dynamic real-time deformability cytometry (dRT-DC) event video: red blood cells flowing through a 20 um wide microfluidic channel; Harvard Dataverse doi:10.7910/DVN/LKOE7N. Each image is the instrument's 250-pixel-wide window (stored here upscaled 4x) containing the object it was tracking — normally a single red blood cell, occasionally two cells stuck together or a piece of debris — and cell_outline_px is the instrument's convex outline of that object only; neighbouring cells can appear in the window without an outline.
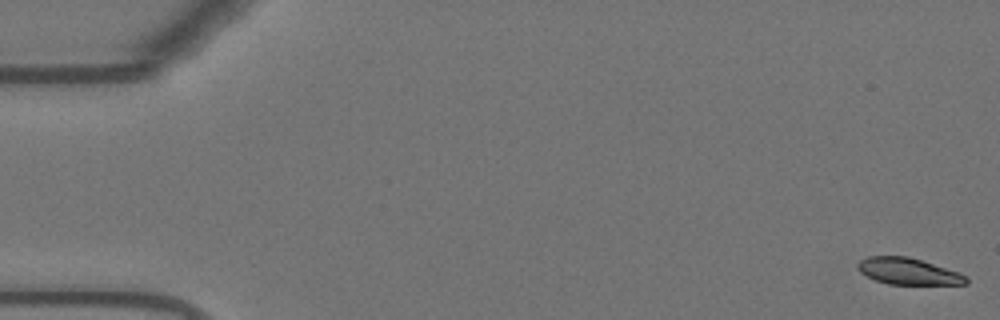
{"species": "Egyptian fruit bat (a non-hibernating species)", "species_latin": "Rousettus aegyptiacus", "temperature_condition": "warm", "stored_images_in_passage": 56, "camera_frame_rate_fps": 3000, "um_per_image_px": 0.085, "animal": {"sex": "female"}, "frame": {"image": 1, "passage_image": 1, "time_ms": 0.0, "image_size_px": [1000, 320], "cell_outline_px": [[968, 284], [888, 284], [876, 280], [860, 272], [856, 268], [856, 264], [860, 260], [868, 256], [908, 256], [960, 272], [968, 276]], "centroid_in_image_um": [77.21, 23.05], "position_along_channel_um": 7.8, "area_um2": 16.82}}
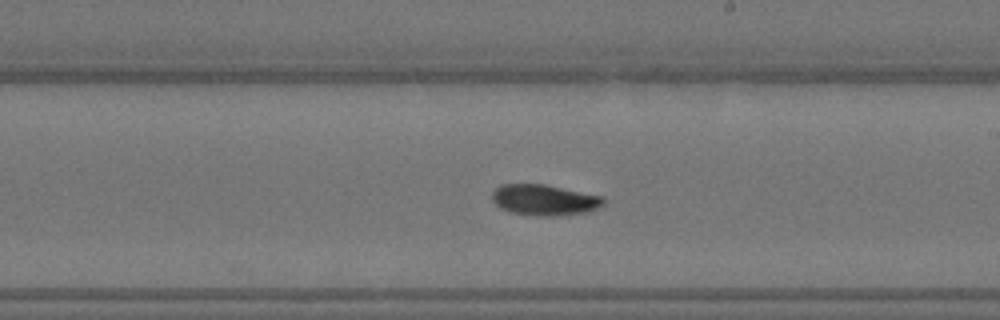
{"frame": {"image": 2, "passage_image": 32, "time_ms": 10.333, "image_size_px": [1000, 320], "cell_outline_px": [[604, 204], [600, 208], [588, 212], [552, 216], [536, 216], [512, 212], [500, 208], [492, 200], [492, 192], [500, 184], [544, 184], [604, 196]], "centroid_in_image_um": [46.3, 16.99], "position_along_channel_um": 242.7, "area_um2": 20.17}}
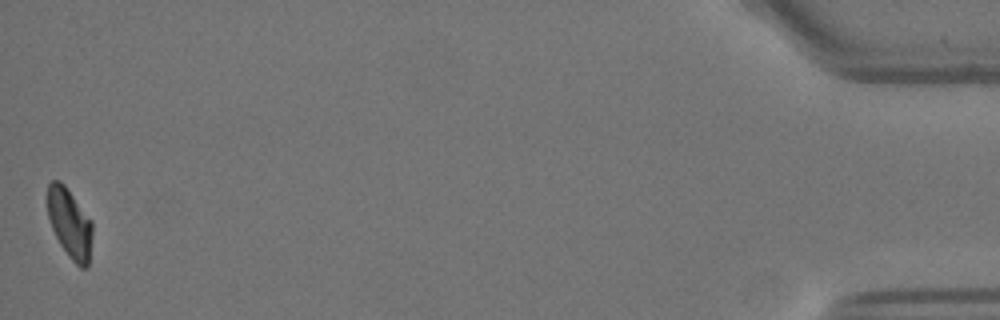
{"frame": {"image": 3, "passage_image": 55, "time_ms": 18.0, "image_size_px": [1000, 320], "cell_outline_px": [[92, 236], [88, 268], [80, 268], [68, 256], [60, 244], [52, 228], [48, 216], [48, 184], [52, 180], [60, 180], [64, 184], [92, 220]], "centroid_in_image_um": [5.94, 18.99], "position_along_channel_um": 429.3, "area_um2": 18.21}}